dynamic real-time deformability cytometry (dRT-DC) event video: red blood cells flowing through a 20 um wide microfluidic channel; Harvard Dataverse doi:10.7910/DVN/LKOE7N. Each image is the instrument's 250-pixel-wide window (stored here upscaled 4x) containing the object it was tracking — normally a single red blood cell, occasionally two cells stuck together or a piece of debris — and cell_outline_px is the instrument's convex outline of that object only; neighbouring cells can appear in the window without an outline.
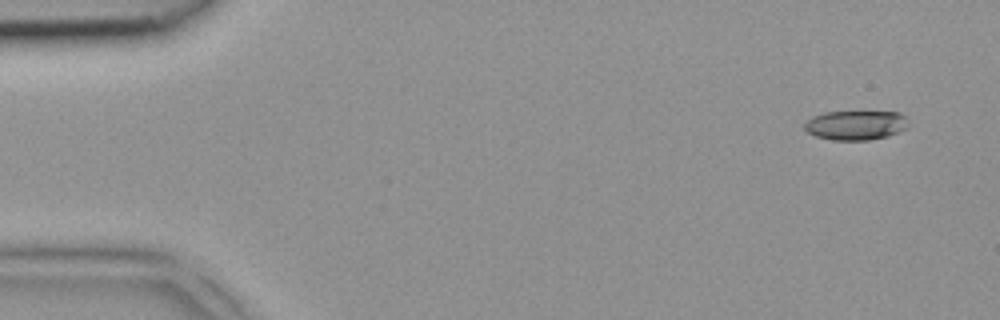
{"species": "common noctule bat (a hibernating species)", "species_latin": "Nyctalus noctula", "temperature_condition": "room temperature", "stored_images_in_passage": 4, "segment_of_instrument_passage": [1, 2], "camera_frame_rate_fps": 3000, "um_per_image_px": 0.085, "animal": {"sex": "female", "body_mass_g": 18.4}, "frame": {"image": 1, "passage_image": 1, "time_ms": 0.0, "image_size_px": [1000, 320], "cell_outline_px": [[908, 128], [900, 132], [888, 136], [868, 140], [832, 140], [816, 136], [808, 132], [804, 128], [804, 124], [812, 116], [824, 112], [900, 112], [904, 116]], "centroid_in_image_um": [72.73, 10.64], "position_along_channel_um": 12.3, "area_um2": 17.8}}